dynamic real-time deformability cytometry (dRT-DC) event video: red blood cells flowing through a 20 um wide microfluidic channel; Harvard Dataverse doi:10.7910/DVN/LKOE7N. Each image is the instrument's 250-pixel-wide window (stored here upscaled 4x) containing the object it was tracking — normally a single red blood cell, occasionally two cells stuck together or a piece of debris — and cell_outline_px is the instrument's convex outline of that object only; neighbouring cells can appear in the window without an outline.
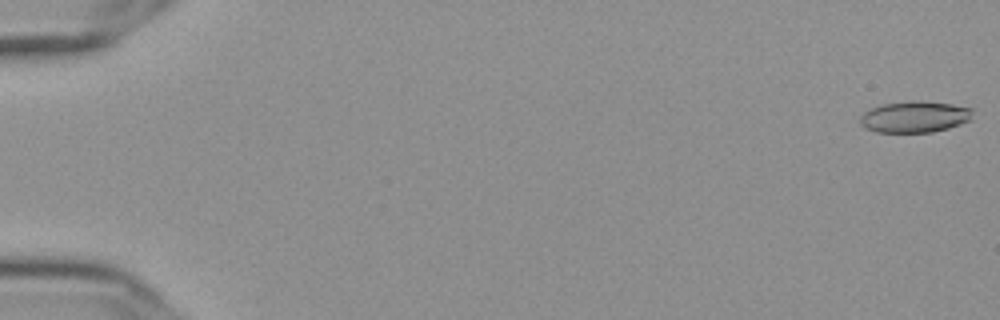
{"species": "Egyptian fruit bat (a non-hibernating species)", "species_latin": "Rousettus aegyptiacus", "temperature_condition": "cold", "stored_images_in_passage": 57, "camera_frame_rate_fps": 3000, "um_per_image_px": 0.085, "frame": {"image": 1, "passage_image": 1, "time_ms": 0.0, "image_size_px": [1000, 320], "cell_outline_px": [[972, 120], [948, 128], [932, 132], [876, 132], [864, 128], [860, 124], [860, 116], [864, 112], [872, 108], [884, 104], [908, 100], [916, 100], [952, 104], [972, 108]], "centroid_in_image_um": [77.75, 9.93], "position_along_channel_um": 7.3, "area_um2": 20.69}}
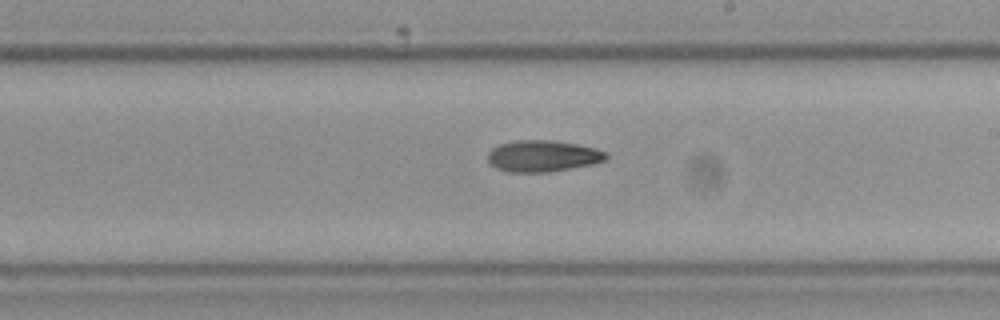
{"frame": {"image": 2, "passage_image": 34, "time_ms": 11.0, "image_size_px": [1000, 320], "cell_outline_px": [[608, 156], [604, 160], [592, 164], [548, 172], [508, 172], [496, 168], [488, 160], [488, 152], [492, 148], [500, 144], [516, 140], [552, 140], [576, 144], [596, 148], [608, 152]], "centroid_in_image_um": [46.14, 13.26], "position_along_channel_um": 242.9, "area_um2": 21.62}}
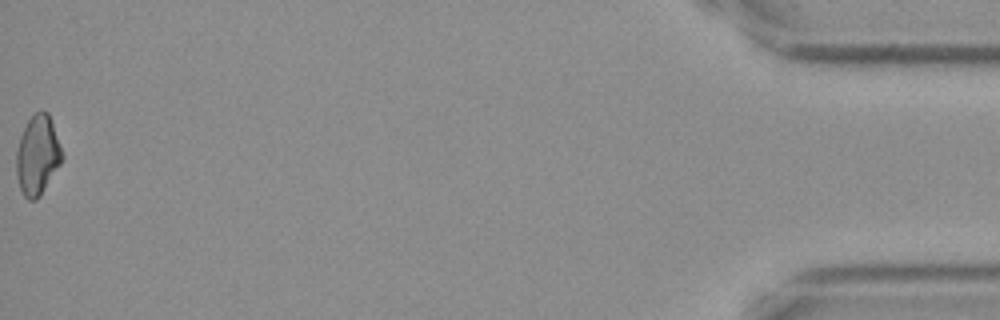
{"frame": {"image": 3, "passage_image": 57, "time_ms": 18.667, "image_size_px": [1000, 320], "cell_outline_px": [[64, 156], [60, 164], [40, 196], [36, 200], [28, 200], [24, 196], [20, 188], [16, 176], [16, 152], [20, 136], [28, 120], [36, 112], [48, 112]], "centroid_in_image_um": [3.18, 13.22], "position_along_channel_um": 432.0, "area_um2": 20.98}}